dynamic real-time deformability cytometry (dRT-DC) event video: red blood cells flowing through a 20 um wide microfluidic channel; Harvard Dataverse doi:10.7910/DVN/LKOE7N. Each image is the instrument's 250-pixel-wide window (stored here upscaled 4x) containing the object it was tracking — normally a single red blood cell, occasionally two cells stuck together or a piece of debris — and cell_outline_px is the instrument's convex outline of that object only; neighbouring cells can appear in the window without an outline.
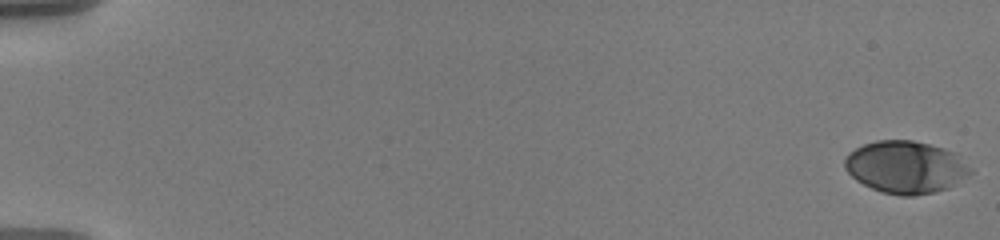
{"species": "human", "species_latin": "Homo sapiens", "temperature_condition": "warm", "stored_images_in_passage": 58, "camera_frame_rate_fps": 3000, "um_per_image_px": 0.085, "donor": {"sex": "male"}, "frame": {"image": 1, "passage_image": 1, "time_ms": 0.0, "image_size_px": [1000, 240], "cell_outline_px": [[972, 172], [948, 188], [932, 192], [912, 196], [900, 196], [880, 192], [856, 180], [844, 168], [844, 160], [848, 152], [864, 144], [876, 140], [912, 140], [944, 148], [956, 152], [972, 168]], "centroid_in_image_um": [76.97, 14.2], "position_along_channel_um": 8.0, "area_um2": 38.44}}
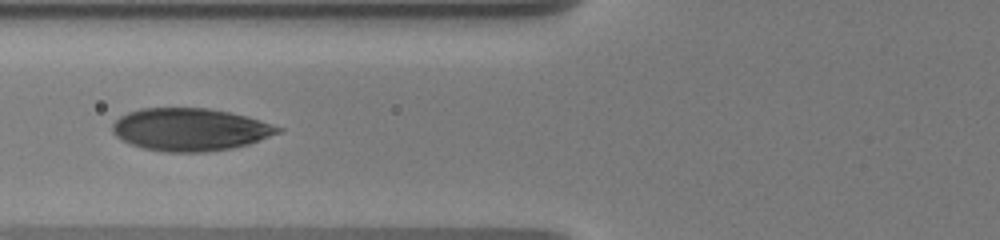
{"frame": {"image": 2, "passage_image": 25, "time_ms": 8.0, "image_size_px": [1000, 240], "cell_outline_px": [[284, 128], [280, 132], [248, 144], [232, 148], [204, 152], [168, 152], [144, 148], [132, 144], [116, 136], [112, 132], [112, 124], [120, 116], [128, 112], [140, 108], [208, 108], [248, 116]], "centroid_in_image_um": [16.16, 11.0], "position_along_channel_um": 109.6, "area_um2": 40.92}}
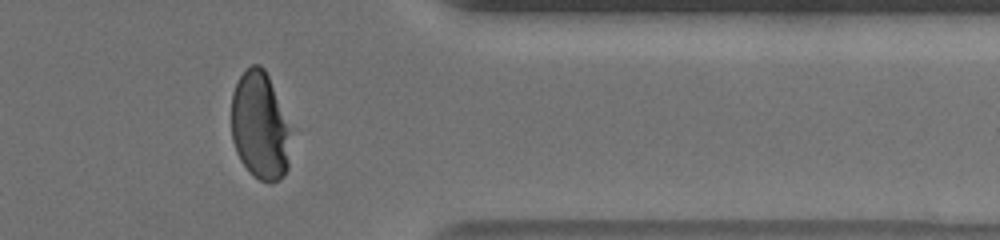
{"frame": {"image": 3, "passage_image": 49, "time_ms": 16.0, "image_size_px": [1000, 240], "cell_outline_px": [[288, 168], [284, 176], [280, 180], [272, 184], [268, 184], [260, 180], [240, 160], [236, 152], [232, 140], [232, 92], [240, 76], [252, 64], [260, 64], [264, 68], [268, 76], [288, 128]], "centroid_in_image_um": [22.05, 10.73], "position_along_channel_um": 389.3, "area_um2": 36.41}, "authors_computed_cell_mechanics": {"area_um2": 39.6219, "velocity_mm_per_s": 3.5843, "shape_relaxation_time_tau1_ms": 3.9279, "shape_relaxation_time_tau2_ms": null, "deformation_change_tau1": 0.1779, "deformation_change_tau2": null}}